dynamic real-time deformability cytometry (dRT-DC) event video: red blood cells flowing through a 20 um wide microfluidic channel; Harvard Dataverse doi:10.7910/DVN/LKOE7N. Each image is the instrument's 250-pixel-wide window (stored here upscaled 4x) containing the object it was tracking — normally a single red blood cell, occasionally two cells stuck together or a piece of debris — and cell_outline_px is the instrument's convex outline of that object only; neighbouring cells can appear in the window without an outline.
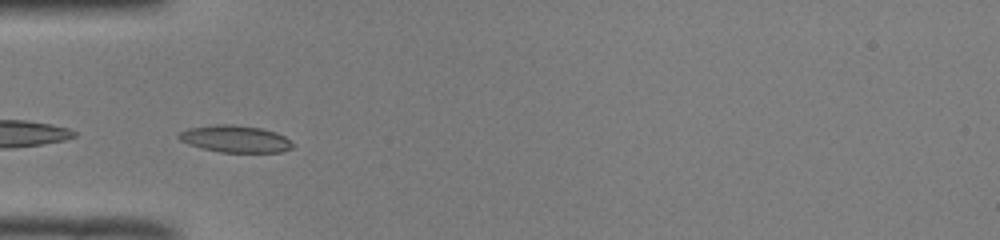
{"species": "common noctule bat (a hibernating species)", "species_latin": "Nyctalus noctula", "temperature_condition": "room temperature", "stored_images_in_passage": 31, "camera_frame_rate_fps": 3000, "um_per_image_px": 0.085, "animal": {"sex": "male", "body_mass_g": 19.0, "forearm_length_mm": 50.8}, "frame": {"image": 1, "passage_image": 4, "time_ms": 1.0, "image_size_px": [1000, 240], "cell_outline_px": [[292, 148], [280, 152], [220, 152], [200, 148], [188, 144], [180, 140], [176, 136], [180, 132], [188, 128], [216, 124], [232, 124], [260, 128], [276, 132], [284, 136], [292, 144]], "centroid_in_image_um": [19.95, 11.8], "position_along_channel_um": 65.1, "area_um2": 17.86}}
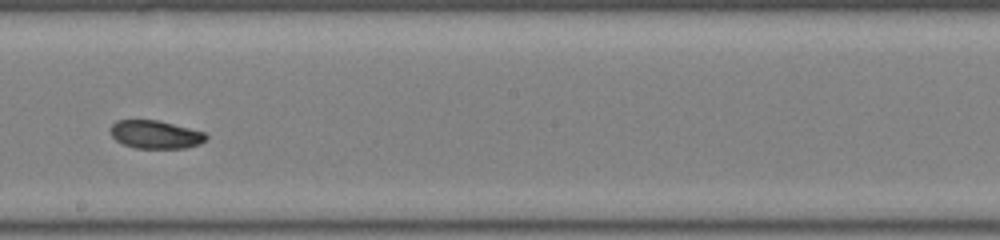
{"frame": {"image": 2, "passage_image": 17, "time_ms": 5.333, "image_size_px": [1000, 240], "cell_outline_px": [[208, 136], [200, 144], [184, 148], [136, 148], [124, 144], [116, 140], [112, 136], [112, 124], [116, 120], [156, 120], [204, 132]], "centroid_in_image_um": [13.21, 11.44], "position_along_channel_um": 235.0, "area_um2": 15.37}}
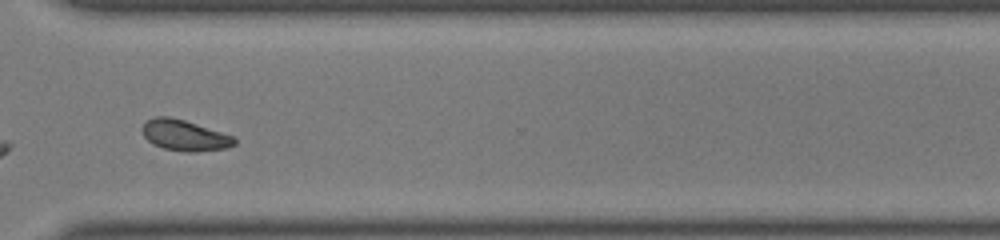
{"frame": {"image": 3, "passage_image": 26, "time_ms": 8.333, "image_size_px": [1000, 240], "cell_outline_px": [[236, 144], [228, 148], [196, 152], [184, 152], [164, 148], [152, 144], [144, 136], [140, 128], [148, 120], [156, 116], [168, 116], [184, 120], [236, 136]], "centroid_in_image_um": [15.72, 11.51], "position_along_channel_um": 354.9, "area_um2": 16.76}, "authors_computed_cell_mechanics": {"area_um2": 16.7042, "velocity_mm_per_s": 3.9618, "shape_relaxation_time_tau1_ms": 7.4413, "shape_relaxation_time_tau2_ms": null, "deformation_change_tau1": 0.1169, "deformation_change_tau2": null}}